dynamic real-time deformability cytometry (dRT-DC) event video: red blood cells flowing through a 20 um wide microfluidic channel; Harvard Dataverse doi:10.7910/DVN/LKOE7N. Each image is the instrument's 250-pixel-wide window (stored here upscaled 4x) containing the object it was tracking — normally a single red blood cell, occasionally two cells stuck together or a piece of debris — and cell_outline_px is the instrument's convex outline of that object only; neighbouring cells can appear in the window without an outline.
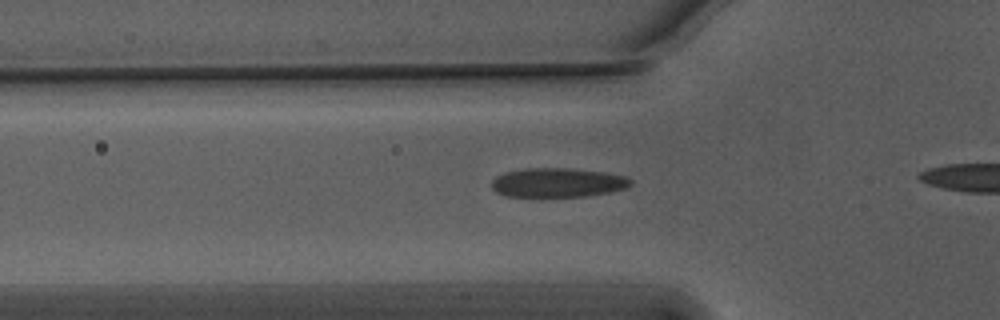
{"species": "Egyptian fruit bat (a non-hibernating species)", "species_latin": "Rousettus aegyptiacus", "temperature_condition": "warm", "stored_images_in_passage": 36, "camera_frame_rate_fps": 3000, "um_per_image_px": 0.085, "animal": {"sex": "male"}, "frame": {"image": 1, "passage_image": 10, "time_ms": 3.0, "image_size_px": [1000, 320], "cell_outline_px": [[632, 184], [628, 188], [612, 192], [588, 196], [508, 196], [496, 192], [492, 188], [492, 180], [496, 176], [508, 172], [528, 168], [568, 168], [604, 172], [624, 176], [632, 180]], "centroid_in_image_um": [47.45, 15.52], "position_along_channel_um": 78.3, "area_um2": 23.58}}
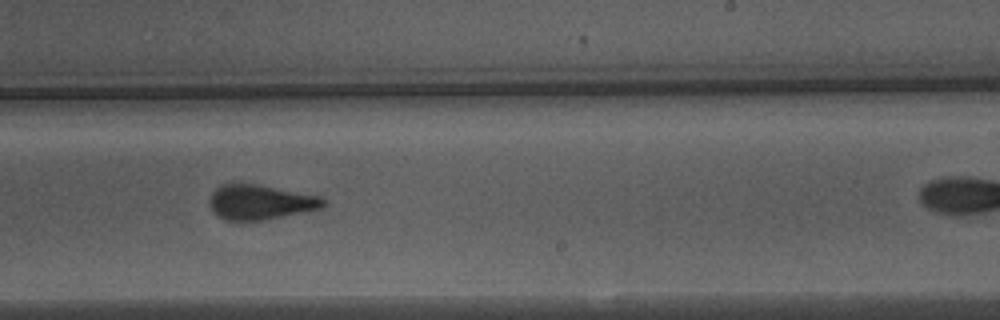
{"frame": {"image": 2, "passage_image": 25, "time_ms": 8.0, "image_size_px": [1000, 320], "cell_outline_px": [[328, 204], [320, 208], [264, 220], [228, 220], [220, 216], [208, 204], [208, 200], [212, 192], [220, 184], [240, 180], [320, 196]], "centroid_in_image_um": [22.08, 17.12], "position_along_channel_um": 266.9, "area_um2": 23.47}}
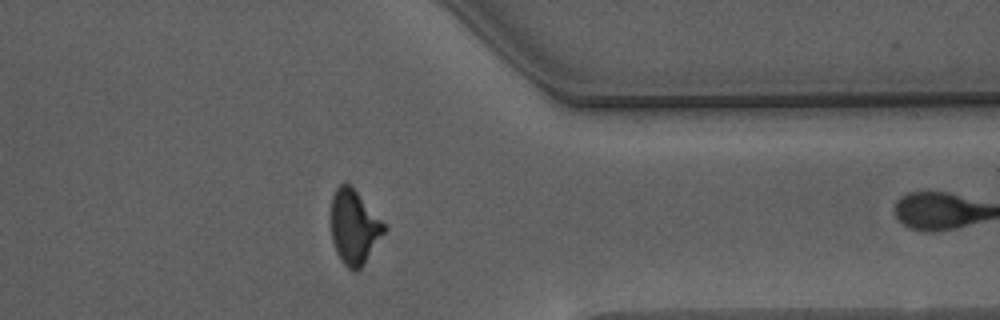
{"frame": {"image": 3, "passage_image": 35, "time_ms": 11.333, "image_size_px": [1000, 320], "cell_outline_px": [[388, 228], [360, 268], [356, 272], [352, 272], [340, 260], [336, 252], [332, 240], [332, 196], [336, 188], [344, 180], [352, 184]], "centroid_in_image_um": [30.1, 19.26], "position_along_channel_um": 381.3, "area_um2": 23.12}}